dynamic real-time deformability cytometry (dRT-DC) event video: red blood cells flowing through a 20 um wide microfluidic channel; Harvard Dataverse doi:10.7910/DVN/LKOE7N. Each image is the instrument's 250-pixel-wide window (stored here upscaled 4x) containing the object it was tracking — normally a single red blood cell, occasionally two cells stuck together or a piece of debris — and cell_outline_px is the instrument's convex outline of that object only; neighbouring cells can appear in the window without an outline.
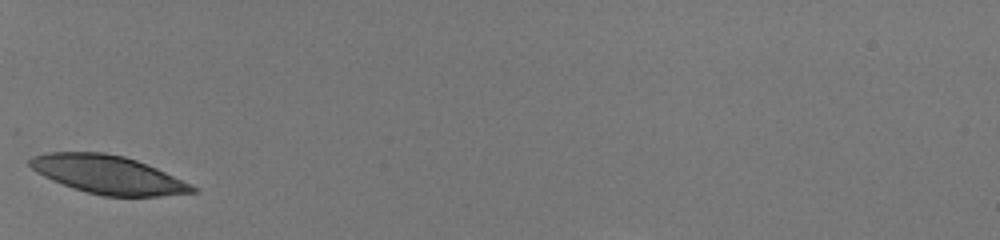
{"species": "human", "species_latin": "Homo sapiens", "temperature_condition": "room temperature", "stored_images_in_passage": 27, "camera_frame_rate_fps": 3000, "um_per_image_px": 0.085, "donor": {"sex": "male"}, "frame": {"image": 1, "passage_image": 1, "time_ms": 0.0, "image_size_px": [1000, 240], "cell_outline_px": [[200, 192], [160, 196], [104, 196], [88, 192], [52, 180], [36, 172], [28, 164], [28, 160], [32, 156], [48, 152], [104, 152], [124, 156], [136, 160], [156, 168], [192, 184], [200, 188]], "centroid_in_image_um": [9.22, 14.84], "position_along_channel_um": 75.8, "area_um2": 36.18}}
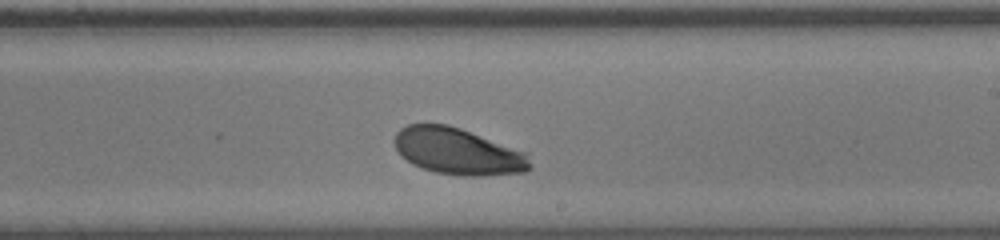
{"frame": {"image": 2, "passage_image": 15, "time_ms": 4.667, "image_size_px": [1000, 240], "cell_outline_px": [[532, 168], [524, 172], [484, 176], [464, 176], [436, 172], [412, 164], [396, 148], [396, 132], [400, 128], [408, 124], [448, 124], [460, 128], [528, 152], [532, 164]], "centroid_in_image_um": [39.0, 12.87], "position_along_channel_um": 250.0, "area_um2": 36.76}}
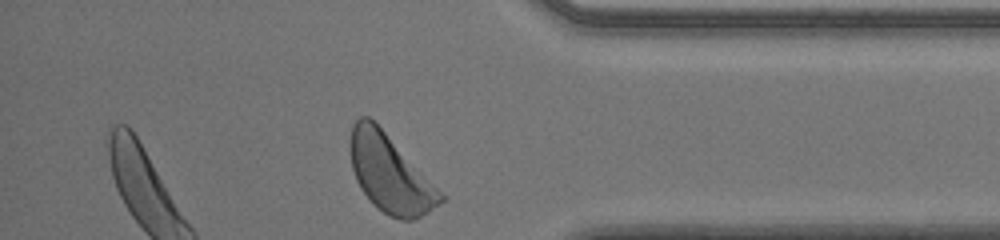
{"frame": {"image": 3, "passage_image": 27, "time_ms": 8.667, "image_size_px": [1000, 240], "cell_outline_px": [[448, 196], [440, 204], [428, 212], [412, 220], [400, 220], [388, 216], [372, 204], [360, 188], [356, 180], [352, 168], [348, 148], [348, 144], [352, 124], [360, 116], [368, 116]], "centroid_in_image_um": [33.15, 14.79], "position_along_channel_um": 402.1, "area_um2": 41.04}, "authors_computed_cell_mechanics": {"area_um2": 37.3388, "velocity_mm_per_s": 3.9515, "shape_relaxation_time_tau1_ms": 1.208, "shape_relaxation_time_tau2_ms": null, "deformation_change_tau1": 0.0996, "deformation_change_tau2": null}}